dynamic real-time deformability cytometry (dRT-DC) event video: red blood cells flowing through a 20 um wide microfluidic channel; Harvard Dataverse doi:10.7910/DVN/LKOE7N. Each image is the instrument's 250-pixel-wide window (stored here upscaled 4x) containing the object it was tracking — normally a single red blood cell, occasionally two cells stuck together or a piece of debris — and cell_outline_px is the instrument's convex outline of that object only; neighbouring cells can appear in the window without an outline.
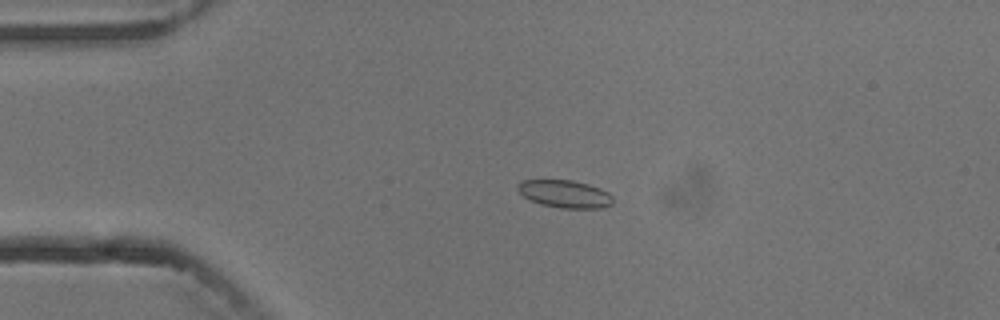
{"species": "common noctule bat (a hibernating species)", "species_latin": "Nyctalus noctula", "temperature_condition": "cold", "stored_images_in_passage": 3, "camera_frame_rate_fps": 3000, "um_per_image_px": 0.085, "animal": {"sex": "male", "body_mass_g": 13.3}, "frame": {"image": 1, "passage_image": 2, "time_ms": 1.0, "image_size_px": [1000, 320], "cell_outline_px": [[612, 204], [604, 208], [560, 208], [540, 204], [524, 196], [516, 188], [524, 180], [572, 180], [588, 184], [600, 188], [608, 192], [612, 196]], "centroid_in_image_um": [48.05, 16.49], "position_along_channel_um": 36.9, "area_um2": 15.2}}